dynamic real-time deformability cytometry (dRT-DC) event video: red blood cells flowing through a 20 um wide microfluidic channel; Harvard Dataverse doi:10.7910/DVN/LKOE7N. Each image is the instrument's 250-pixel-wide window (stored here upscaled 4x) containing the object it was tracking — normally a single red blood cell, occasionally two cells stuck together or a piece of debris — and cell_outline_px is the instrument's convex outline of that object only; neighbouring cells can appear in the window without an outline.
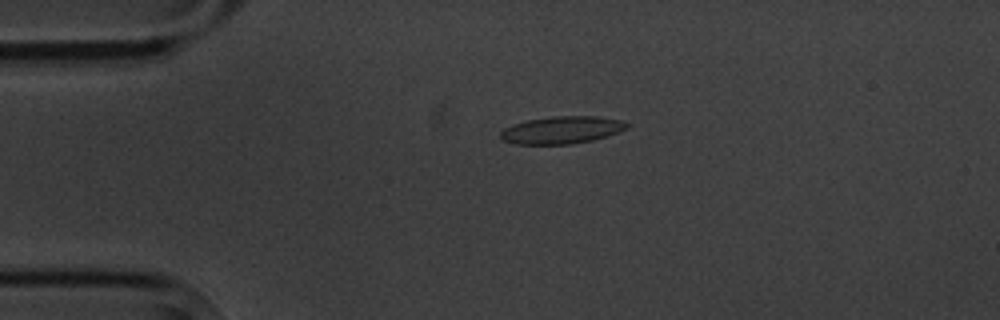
{"species": "common noctule bat (a hibernating species)", "species_latin": "Nyctalus noctula", "temperature_condition": "cold", "stored_images_in_passage": 5, "camera_frame_rate_fps": 3000, "um_per_image_px": 0.085, "animal": {"sex": "male", "body_mass_g": 20.1, "forearm_length_mm": 53.5}, "frame": {"image": 1, "passage_image": 4, "time_ms": 3.333, "image_size_px": [1000, 320], "cell_outline_px": [[628, 128], [608, 136], [592, 140], [572, 144], [516, 144], [500, 140], [500, 132], [504, 128], [528, 120], [552, 116], [596, 116], [620, 120], [628, 124]], "centroid_in_image_um": [47.74, 11.05], "position_along_channel_um": 37.3, "area_um2": 20.11}}